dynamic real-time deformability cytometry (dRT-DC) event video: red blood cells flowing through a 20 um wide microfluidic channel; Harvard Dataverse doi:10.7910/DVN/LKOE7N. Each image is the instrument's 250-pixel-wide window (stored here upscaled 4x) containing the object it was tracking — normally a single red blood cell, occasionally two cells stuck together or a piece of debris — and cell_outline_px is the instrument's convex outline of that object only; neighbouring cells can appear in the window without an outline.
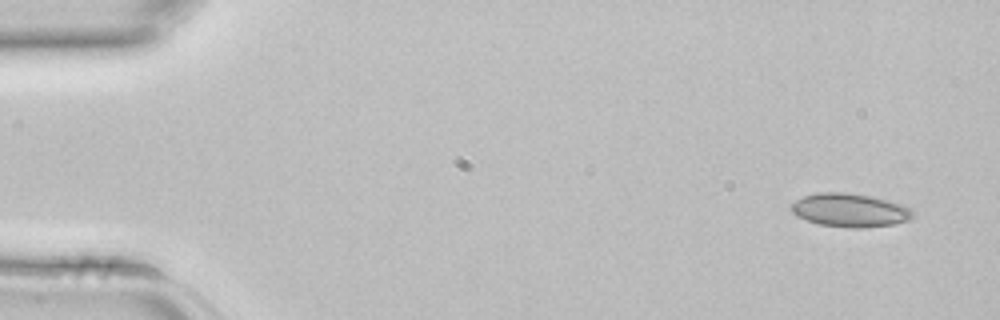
{"species": "common noctule bat (a hibernating species)", "species_latin": "Nyctalus noctula", "temperature_condition": "room temperature", "stored_images_in_passage": 3, "camera_frame_rate_fps": 3000, "um_per_image_px": 0.085, "animal": {"sex": "female", "body_mass_g": 22.7, "forearm_length_mm": 54.2}, "frame": {"image": 1, "passage_image": 1, "time_ms": 0.0, "image_size_px": [1000, 320], "cell_outline_px": [[912, 216], [908, 220], [892, 224], [860, 228], [852, 228], [820, 224], [796, 216], [792, 212], [792, 204], [796, 200], [804, 196], [820, 192], [848, 192], [872, 196], [888, 200], [900, 204], [908, 208], [912, 212]], "centroid_in_image_um": [72.22, 17.85], "position_along_channel_um": 12.8, "area_um2": 23.41}}
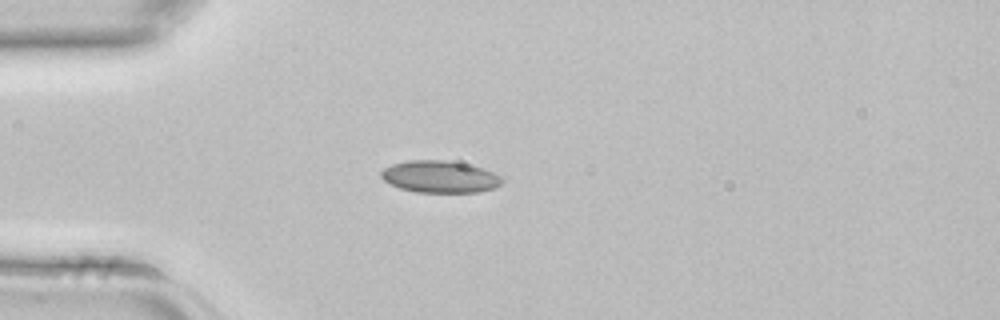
{"frame": {"image": 2, "passage_image": 3, "time_ms": 0.667, "image_size_px": [1000, 320], "cell_outline_px": [[504, 180], [496, 188], [480, 192], [416, 192], [400, 188], [384, 180], [380, 176], [380, 172], [384, 168], [392, 164], [408, 160], [444, 160], [464, 164], [480, 168], [492, 172], [500, 176]], "centroid_in_image_um": [37.38, 15.03], "position_along_channel_um": 47.6, "area_um2": 22.37}}